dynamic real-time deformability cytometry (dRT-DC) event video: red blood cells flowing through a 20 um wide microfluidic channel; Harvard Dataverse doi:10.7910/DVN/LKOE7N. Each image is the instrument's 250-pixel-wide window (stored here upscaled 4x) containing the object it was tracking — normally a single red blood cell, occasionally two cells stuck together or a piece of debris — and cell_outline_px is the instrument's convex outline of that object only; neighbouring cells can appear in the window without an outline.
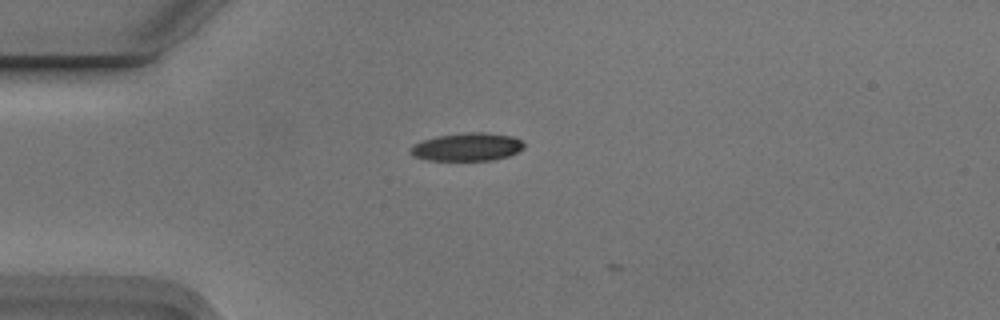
{"species": "Egyptian fruit bat (a non-hibernating species)", "species_latin": "Rousettus aegyptiacus", "temperature_condition": "cold", "stored_images_in_passage": 2, "camera_frame_rate_fps": 3000, "um_per_image_px": 0.085, "animal": {"sex": "male"}, "frame": {"image": 1, "passage_image": 1, "time_ms": 0.0, "image_size_px": [1000, 320], "cell_outline_px": [[524, 148], [508, 156], [492, 160], [424, 160], [412, 156], [408, 152], [408, 148], [412, 144], [420, 140], [436, 136], [468, 132], [484, 132], [512, 136], [520, 140], [524, 144]], "centroid_in_image_um": [39.62, 12.49], "position_along_channel_um": 45.4, "area_um2": 18.79}}